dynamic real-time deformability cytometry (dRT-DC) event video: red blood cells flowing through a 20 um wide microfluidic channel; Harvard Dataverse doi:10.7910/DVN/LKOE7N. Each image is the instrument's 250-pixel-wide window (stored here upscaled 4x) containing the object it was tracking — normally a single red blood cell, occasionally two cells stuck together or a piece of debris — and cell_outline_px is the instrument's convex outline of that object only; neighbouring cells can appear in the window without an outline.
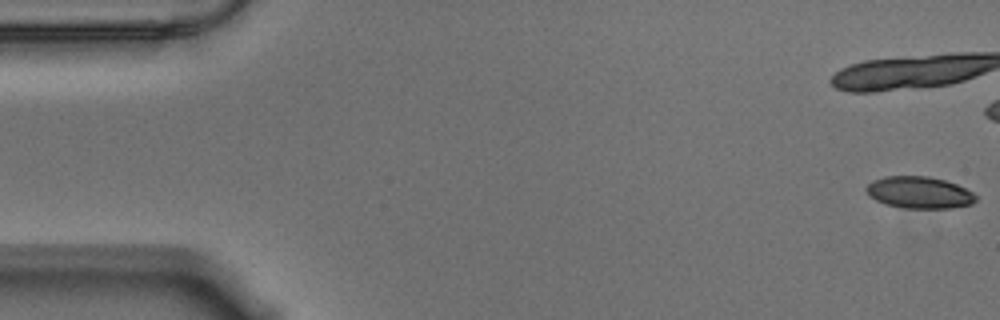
{"species": "Egyptian fruit bat (a non-hibernating species)", "species_latin": "Rousettus aegyptiacus", "temperature_condition": "warm", "stored_images_in_passage": 46, "camera_frame_rate_fps": 3000, "um_per_image_px": 0.085, "animal": {"sex": "male"}, "frame": {"image": 1, "passage_image": 1, "time_ms": 0.0, "image_size_px": [1000, 320], "cell_outline_px": [[976, 200], [972, 204], [948, 208], [904, 208], [884, 204], [868, 196], [864, 188], [872, 180], [884, 176], [928, 176], [944, 180], [956, 184], [972, 192], [976, 196]], "centroid_in_image_um": [78.08, 16.36], "position_along_channel_um": 6.9, "area_um2": 20.4}}